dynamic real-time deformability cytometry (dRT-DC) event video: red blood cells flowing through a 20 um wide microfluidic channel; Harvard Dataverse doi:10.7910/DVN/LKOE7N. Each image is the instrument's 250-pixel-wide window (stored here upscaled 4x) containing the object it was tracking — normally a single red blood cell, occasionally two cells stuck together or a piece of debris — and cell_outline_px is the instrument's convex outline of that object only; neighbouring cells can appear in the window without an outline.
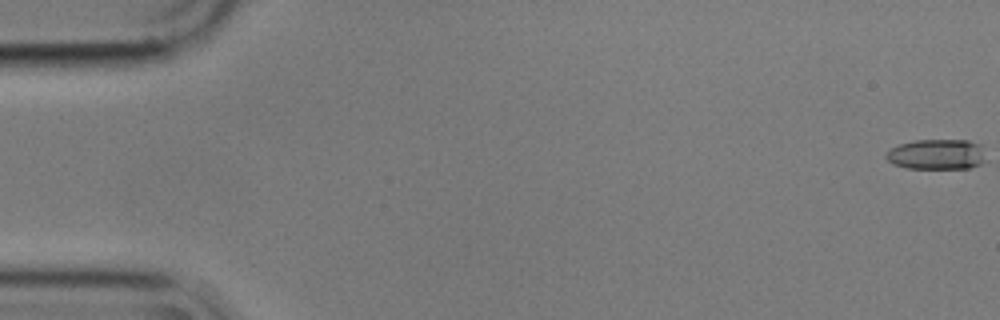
{"species": "common noctule bat (a hibernating species)", "species_latin": "Nyctalus noctula", "temperature_condition": "cold", "stored_images_in_passage": 57, "camera_frame_rate_fps": 3000, "um_per_image_px": 0.085, "animal": {"sex": "male", "body_mass_g": 17.9}, "frame": {"image": 1, "passage_image": 1, "time_ms": 0.0, "image_size_px": [1000, 320], "cell_outline_px": [[984, 144], [980, 164], [968, 168], [908, 168], [892, 164], [884, 156], [892, 148], [900, 144], [916, 140], [968, 140]], "centroid_in_image_um": [79.61, 13.11], "position_along_channel_um": 5.4, "area_um2": 17.46}}
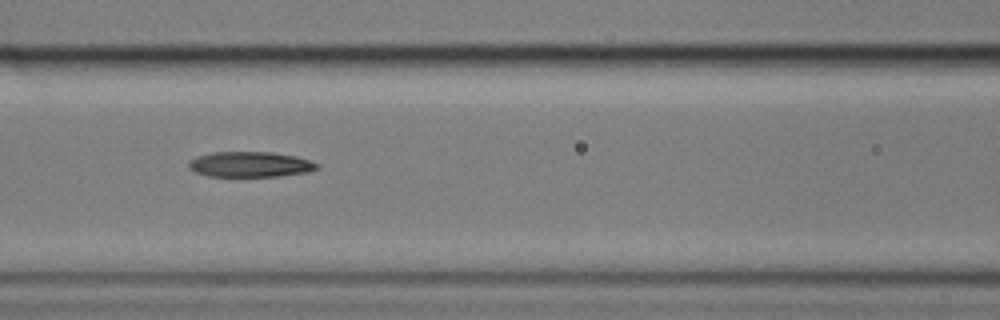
{"frame": {"image": 2, "passage_image": 25, "time_ms": 8.0, "image_size_px": [1000, 320], "cell_outline_px": [[320, 168], [308, 172], [280, 176], [208, 176], [196, 172], [188, 168], [188, 160], [196, 156], [212, 152], [272, 152], [296, 156], [320, 164]], "centroid_in_image_um": [21.26, 13.97], "position_along_channel_um": 145.3, "area_um2": 19.13}}
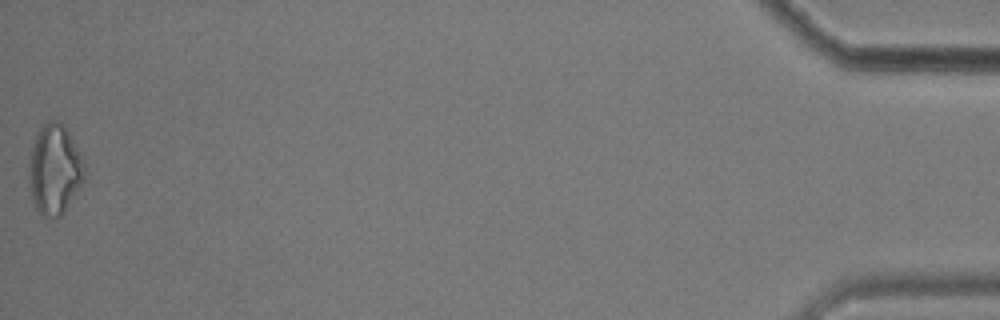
{"frame": {"image": 3, "passage_image": 57, "time_ms": 18.667, "image_size_px": [1000, 320], "cell_outline_px": [[84, 180], [60, 216], [44, 216], [36, 208], [32, 196], [28, 168], [32, 148], [36, 136], [40, 128], [48, 120], [56, 120], [64, 128], [80, 152], [84, 168]], "centroid_in_image_um": [4.63, 14.4], "position_along_channel_um": 430.6, "area_um2": 28.09}, "authors_computed_cell_mechanics": {"area_um2": 19.5942, "velocity_mm_per_s": 3.5711, "shape_relaxation_time_tau1_ms": 7.9256, "shape_relaxation_time_tau2_ms": 6.603, "deformation_change_tau1": 0.2037, "deformation_change_tau2": 0.1776}}